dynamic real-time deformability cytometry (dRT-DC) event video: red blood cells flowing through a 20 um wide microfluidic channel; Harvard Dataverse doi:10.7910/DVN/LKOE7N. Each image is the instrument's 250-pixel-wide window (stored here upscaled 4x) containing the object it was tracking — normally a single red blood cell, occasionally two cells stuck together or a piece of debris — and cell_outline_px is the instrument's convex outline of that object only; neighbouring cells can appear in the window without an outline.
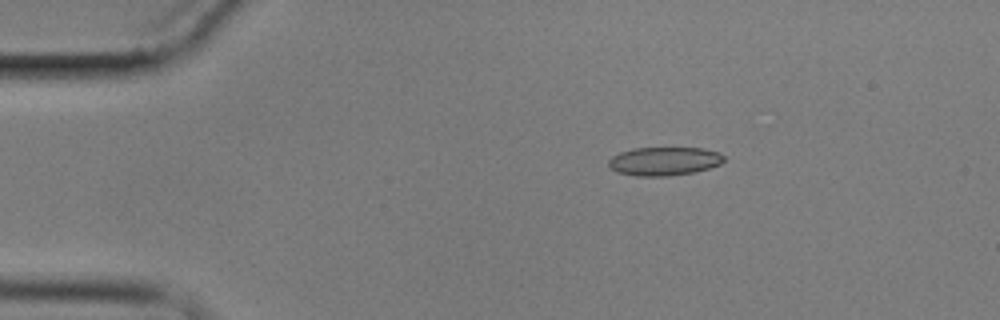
{"species": "common noctule bat (a hibernating species)", "species_latin": "Nyctalus noctula", "temperature_condition": "cold", "stored_images_in_passage": 3, "camera_frame_rate_fps": 3000, "um_per_image_px": 0.085, "animal": {"sex": "male", "body_mass_g": 17.9}, "frame": {"image": 1, "passage_image": 1, "time_ms": 0.0, "image_size_px": [1000, 320], "cell_outline_px": [[724, 160], [720, 164], [708, 168], [692, 172], [668, 176], [636, 176], [616, 172], [608, 164], [608, 160], [612, 156], [620, 152], [632, 148], [704, 148], [720, 152], [724, 156]], "centroid_in_image_um": [56.44, 13.69], "position_along_channel_um": 28.6, "area_um2": 19.19}}